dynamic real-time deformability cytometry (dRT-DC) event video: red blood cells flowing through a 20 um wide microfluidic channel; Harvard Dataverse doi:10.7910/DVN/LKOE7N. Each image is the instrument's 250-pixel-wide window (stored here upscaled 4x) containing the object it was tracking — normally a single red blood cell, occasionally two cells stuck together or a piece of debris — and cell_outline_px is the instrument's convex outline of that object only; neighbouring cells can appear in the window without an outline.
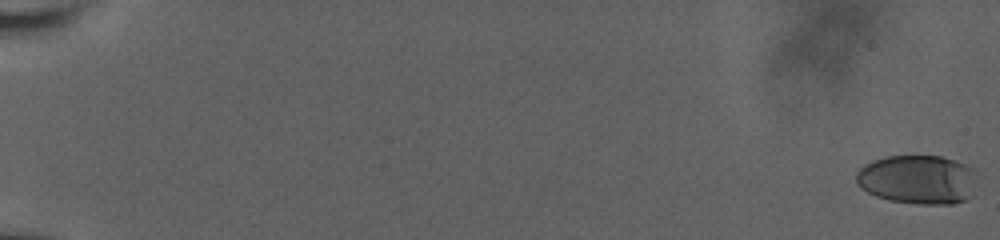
{"species": "human", "species_latin": "Homo sapiens", "temperature_condition": "room temperature", "stored_images_in_passage": 23, "camera_frame_rate_fps": 3000, "um_per_image_px": 0.085, "donor": {"sex": "male"}, "frame": {"image": 1, "passage_image": 1, "time_ms": 0.0, "image_size_px": [1000, 240], "cell_outline_px": [[972, 196], [964, 200], [952, 204], [920, 204], [888, 200], [876, 196], [860, 188], [856, 184], [856, 172], [864, 164], [872, 160], [884, 156], [940, 156], [964, 164], [972, 168]], "centroid_in_image_um": [77.92, 15.26], "position_along_channel_um": 7.1, "area_um2": 34.33}}
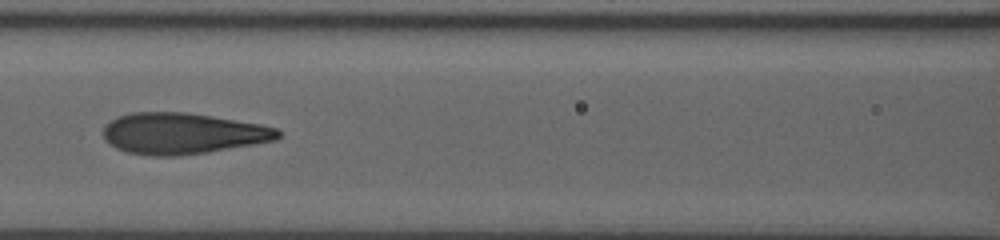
{"frame": {"image": 2, "passage_image": 20, "time_ms": 10.333, "image_size_px": [1000, 240], "cell_outline_px": [[280, 136], [276, 140], [204, 152], [172, 156], [152, 156], [128, 152], [116, 148], [104, 140], [104, 124], [116, 116], [132, 112], [188, 112], [260, 124], [276, 128], [280, 132]], "centroid_in_image_um": [15.46, 11.33], "position_along_channel_um": 151.1, "area_um2": 41.67}}
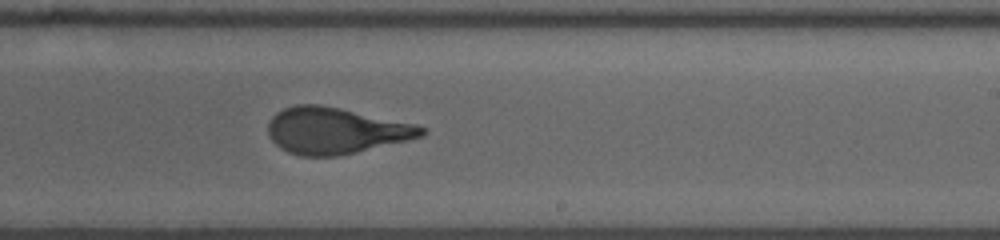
{"frame": {"image": 3, "passage_image": 23, "time_ms": 13.333, "image_size_px": [1000, 240], "cell_outline_px": [[424, 136], [408, 140], [356, 152], [336, 156], [300, 156], [288, 152], [280, 148], [268, 136], [268, 124], [272, 116], [276, 112], [284, 108], [296, 104], [320, 104], [340, 108], [416, 124], [424, 128]], "centroid_in_image_um": [28.48, 11.1], "position_along_channel_um": 260.5, "area_um2": 41.33}}